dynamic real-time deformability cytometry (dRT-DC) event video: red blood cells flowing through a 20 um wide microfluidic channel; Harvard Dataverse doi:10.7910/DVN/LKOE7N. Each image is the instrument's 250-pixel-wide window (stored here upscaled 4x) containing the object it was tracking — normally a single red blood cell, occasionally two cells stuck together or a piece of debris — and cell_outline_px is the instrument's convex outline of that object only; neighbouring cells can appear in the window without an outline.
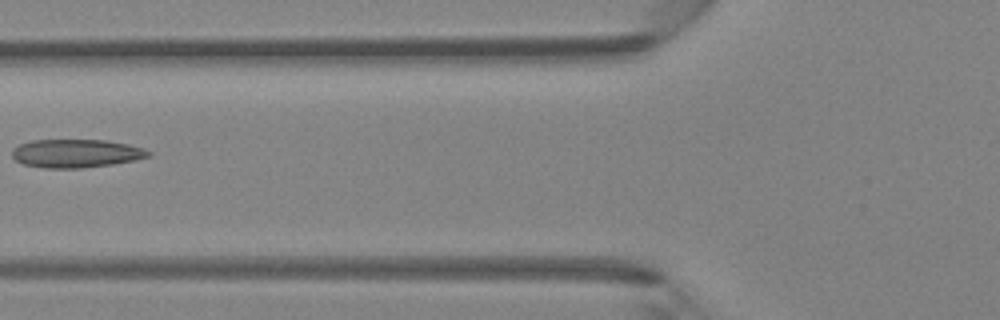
{"species": "Egyptian fruit bat (a non-hibernating species)", "species_latin": "Rousettus aegyptiacus", "temperature_condition": "room temperature", "stored_images_in_passage": 5, "camera_frame_rate_fps": 3000, "um_per_image_px": 0.085, "animal": {"sex": "female"}, "frame": {"image": 1, "passage_image": 5, "time_ms": 4.667, "image_size_px": [1000, 320], "cell_outline_px": [[152, 156], [136, 160], [112, 164], [80, 168], [44, 168], [24, 164], [16, 160], [12, 156], [12, 148], [20, 144], [32, 140], [104, 140], [128, 144], [144, 148], [152, 152]], "centroid_in_image_um": [6.49, 13.04], "position_along_channel_um": 119.3, "area_um2": 22.6}}